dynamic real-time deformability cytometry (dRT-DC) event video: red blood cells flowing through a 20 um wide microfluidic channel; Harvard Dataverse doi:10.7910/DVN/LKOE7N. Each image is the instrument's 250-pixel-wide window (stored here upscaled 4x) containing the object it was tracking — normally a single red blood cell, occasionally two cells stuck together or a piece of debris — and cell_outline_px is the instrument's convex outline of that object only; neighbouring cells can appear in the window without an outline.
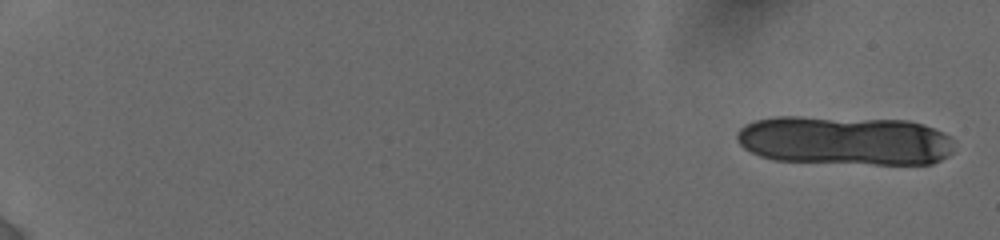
{"species": "human", "species_latin": "Homo sapiens", "temperature_condition": "cold", "stored_images_in_passage": 10, "camera_frame_rate_fps": 3000, "um_per_image_px": 0.085, "donor": {"sex": "female"}, "frame": {"image": 1, "passage_image": 1, "time_ms": 0.0, "image_size_px": [1000, 240], "cell_outline_px": [[952, 152], [948, 156], [932, 164], [876, 164], [772, 160], [760, 156], [744, 148], [736, 140], [736, 132], [744, 124], [756, 120], [772, 116], [800, 116], [908, 120], [924, 124], [944, 132], [952, 140]], "centroid_in_image_um": [71.79, 11.93], "position_along_channel_um": 13.2, "area_um2": 63.0}}